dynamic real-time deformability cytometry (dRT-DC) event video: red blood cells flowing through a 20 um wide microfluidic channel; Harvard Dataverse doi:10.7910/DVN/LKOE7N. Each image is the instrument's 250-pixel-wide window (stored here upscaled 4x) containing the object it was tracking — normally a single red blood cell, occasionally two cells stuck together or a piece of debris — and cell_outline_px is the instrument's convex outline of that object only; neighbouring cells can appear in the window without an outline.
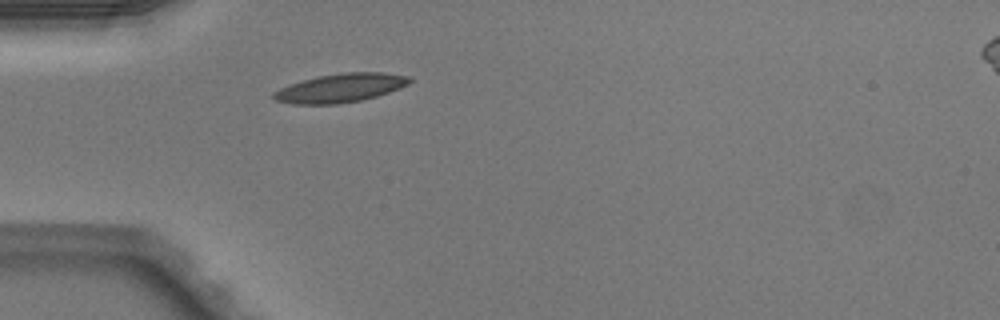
{"species": "Egyptian fruit bat (a non-hibernating species)", "species_latin": "Rousettus aegyptiacus", "temperature_condition": "warm", "stored_images_in_passage": 36, "camera_frame_rate_fps": 3000, "um_per_image_px": 0.085, "animal": {"sex": "male"}, "frame": {"image": 1, "passage_image": 1, "time_ms": 0.0, "image_size_px": [1000, 320], "cell_outline_px": [[412, 80], [408, 84], [400, 88], [376, 96], [360, 100], [336, 104], [292, 104], [276, 100], [272, 96], [272, 92], [280, 88], [304, 80], [320, 76], [344, 72], [380, 72], [408, 76]], "centroid_in_image_um": [28.94, 7.48], "position_along_channel_um": 56.1, "area_um2": 22.43}}
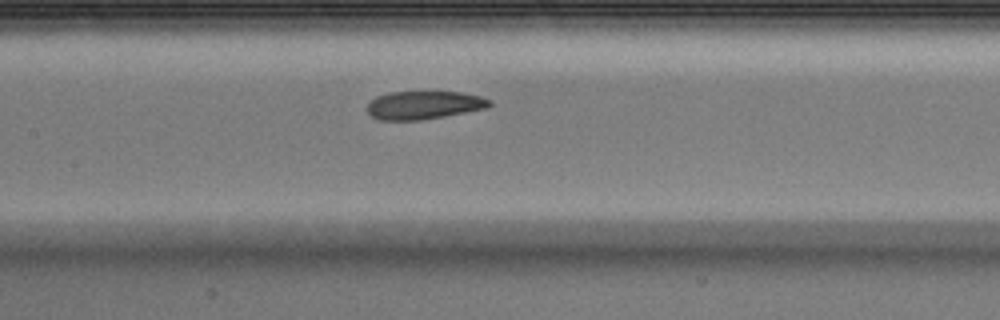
{"frame": {"image": 2, "passage_image": 10, "time_ms": 3.0, "image_size_px": [1000, 320], "cell_outline_px": [[492, 104], [488, 108], [444, 116], [420, 120], [380, 120], [372, 116], [364, 108], [376, 96], [388, 92], [460, 92], [480, 96], [492, 100]], "centroid_in_image_um": [36.03, 8.93], "position_along_channel_um": 171.4, "area_um2": 20.17}}
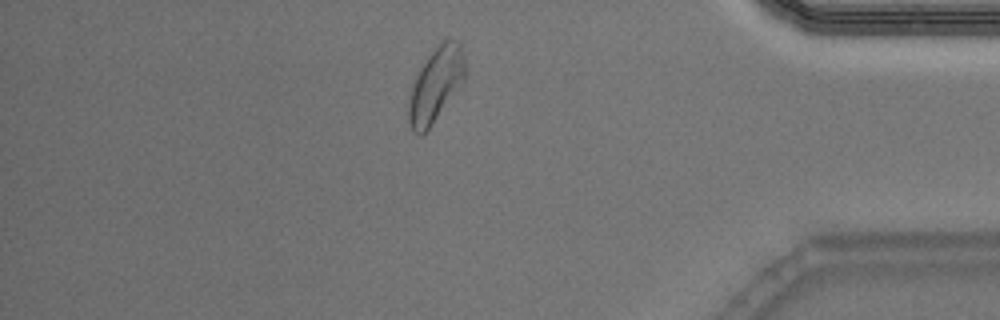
{"frame": {"image": 3, "passage_image": 29, "time_ms": 9.333, "image_size_px": [1000, 320], "cell_outline_px": [[464, 80], [428, 128], [420, 136], [412, 132], [408, 120], [408, 104], [412, 88], [416, 76], [420, 68], [436, 44], [444, 40], [460, 40], [464, 60]], "centroid_in_image_um": [37.02, 7.17], "position_along_channel_um": 398.2, "area_um2": 23.87}, "authors_computed_cell_mechanics": {"area_um2": 21.7617, "velocity_mm_per_s": 4.0564, "shape_relaxation_time_tau1_ms": 10.3552, "shape_relaxation_time_tau2_ms": 2.2805, "deformation_change_tau1": 0.213, "deformation_change_tau2": 0.0832}}